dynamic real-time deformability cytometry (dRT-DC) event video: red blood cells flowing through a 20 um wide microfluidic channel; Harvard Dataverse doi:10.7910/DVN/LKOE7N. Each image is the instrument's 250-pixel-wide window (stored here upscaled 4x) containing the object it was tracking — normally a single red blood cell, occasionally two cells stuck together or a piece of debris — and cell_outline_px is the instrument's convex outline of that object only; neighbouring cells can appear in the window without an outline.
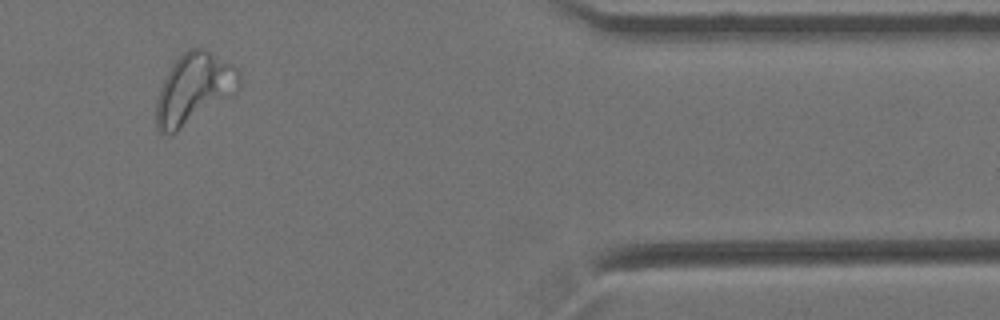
{"species": "Egyptian fruit bat (a non-hibernating species)", "species_latin": "Rousettus aegyptiacus", "temperature_condition": "cold", "stored_images_in_passage": 11, "segment_of_instrument_passage": [2, 2], "camera_frame_rate_fps": 3000, "um_per_image_px": 0.085, "animal": {"sex": "female"}, "frame": {"image": 1, "passage_image": 10, "time_ms": 3.0, "image_size_px": [1000, 320], "cell_outline_px": [[240, 84], [236, 92], [176, 132], [160, 132], [156, 128], [156, 100], [160, 88], [168, 72], [176, 60], [184, 52], [192, 48], [204, 48], [232, 64], [236, 68], [240, 76]], "centroid_in_image_um": [16.48, 7.52], "position_along_channel_um": 394.9, "area_um2": 33.35}}